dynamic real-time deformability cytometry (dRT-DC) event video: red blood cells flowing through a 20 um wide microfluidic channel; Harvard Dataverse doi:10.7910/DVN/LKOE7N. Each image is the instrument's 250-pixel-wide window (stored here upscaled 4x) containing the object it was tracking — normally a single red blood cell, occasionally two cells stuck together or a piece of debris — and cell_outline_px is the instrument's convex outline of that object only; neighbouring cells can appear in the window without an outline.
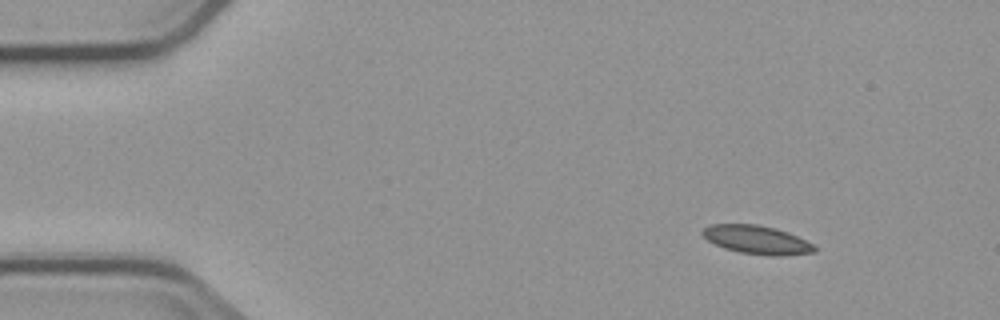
{"species": "common noctule bat (a hibernating species)", "species_latin": "Nyctalus noctula", "temperature_condition": "cold", "stored_images_in_passage": 4, "camera_frame_rate_fps": 3000, "um_per_image_px": 0.085, "animal": {"sex": "male", "body_mass_g": 23.1, "forearm_length_mm": 52.7}, "frame": {"image": 1, "passage_image": 1, "time_ms": 0.0, "image_size_px": [1000, 320], "cell_outline_px": [[816, 252], [780, 256], [776, 256], [740, 252], [724, 248], [708, 240], [700, 232], [704, 228], [712, 224], [756, 224], [776, 228], [788, 232], [812, 244], [816, 248]], "centroid_in_image_um": [64.33, 20.37], "position_along_channel_um": 20.7, "area_um2": 18.38}}
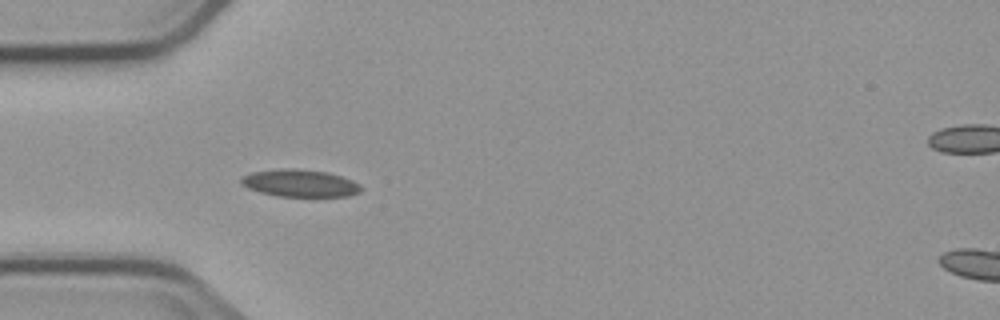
{"frame": {"image": 2, "passage_image": 3, "time_ms": 3.333, "image_size_px": [1000, 320], "cell_outline_px": [[364, 188], [360, 192], [348, 196], [276, 196], [260, 192], [248, 188], [240, 184], [240, 180], [244, 176], [252, 172], [280, 168], [292, 168], [328, 172], [352, 180], [360, 184]], "centroid_in_image_um": [25.5, 15.57], "position_along_channel_um": 59.5, "area_um2": 19.13}}